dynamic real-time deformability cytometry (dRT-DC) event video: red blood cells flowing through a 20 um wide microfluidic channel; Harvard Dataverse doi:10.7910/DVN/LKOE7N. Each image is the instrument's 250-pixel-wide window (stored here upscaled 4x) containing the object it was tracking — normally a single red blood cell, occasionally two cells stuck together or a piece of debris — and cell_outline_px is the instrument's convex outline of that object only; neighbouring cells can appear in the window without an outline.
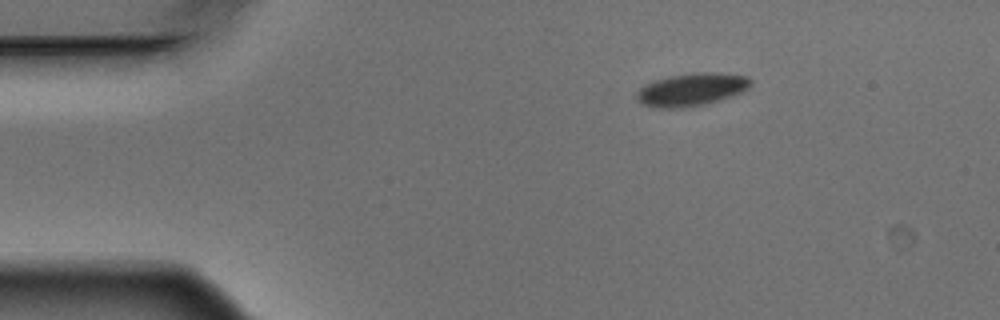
{"species": "Egyptian fruit bat (a non-hibernating species)", "species_latin": "Rousettus aegyptiacus", "temperature_condition": "warm", "stored_images_in_passage": 4, "segment_of_instrument_passage": [2, 2], "camera_frame_rate_fps": 3000, "um_per_image_px": 0.085, "animal": {"sex": "male"}, "frame": {"image": 1, "passage_image": 4, "time_ms": 1.0, "image_size_px": [1000, 320], "cell_outline_px": [[752, 84], [748, 88], [732, 96], [704, 104], [684, 108], [660, 108], [644, 104], [636, 100], [636, 92], [644, 84], [652, 80], [668, 76], [692, 72], [716, 72], [748, 76], [752, 80]], "centroid_in_image_um": [58.76, 7.59], "position_along_channel_um": 26.2, "area_um2": 22.02}}